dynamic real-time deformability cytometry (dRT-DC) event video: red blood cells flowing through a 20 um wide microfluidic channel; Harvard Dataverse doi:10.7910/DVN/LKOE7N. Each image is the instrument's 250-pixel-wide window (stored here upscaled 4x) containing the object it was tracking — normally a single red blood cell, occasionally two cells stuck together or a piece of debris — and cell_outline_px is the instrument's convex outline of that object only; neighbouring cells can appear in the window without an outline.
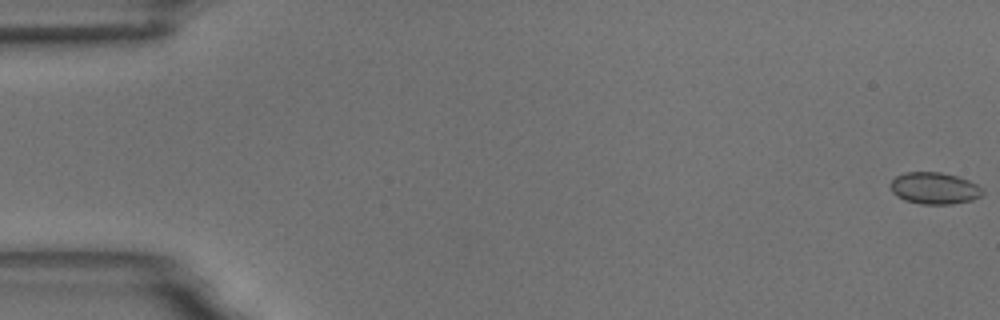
{"species": "common noctule bat (a hibernating species)", "species_latin": "Nyctalus noctula", "temperature_condition": "room temperature", "stored_images_in_passage": 4, "camera_frame_rate_fps": 3000, "um_per_image_px": 0.085, "animal": {"sex": "male", "body_mass_g": 18.8}, "frame": {"image": 1, "passage_image": 1, "time_ms": 0.0, "image_size_px": [1000, 320], "cell_outline_px": [[984, 192], [980, 196], [972, 200], [952, 204], [920, 204], [904, 200], [896, 196], [892, 192], [888, 184], [896, 176], [904, 172], [940, 172], [956, 176], [968, 180], [984, 188]], "centroid_in_image_um": [79.4, 16.0], "position_along_channel_um": 5.6, "area_um2": 17.22}}